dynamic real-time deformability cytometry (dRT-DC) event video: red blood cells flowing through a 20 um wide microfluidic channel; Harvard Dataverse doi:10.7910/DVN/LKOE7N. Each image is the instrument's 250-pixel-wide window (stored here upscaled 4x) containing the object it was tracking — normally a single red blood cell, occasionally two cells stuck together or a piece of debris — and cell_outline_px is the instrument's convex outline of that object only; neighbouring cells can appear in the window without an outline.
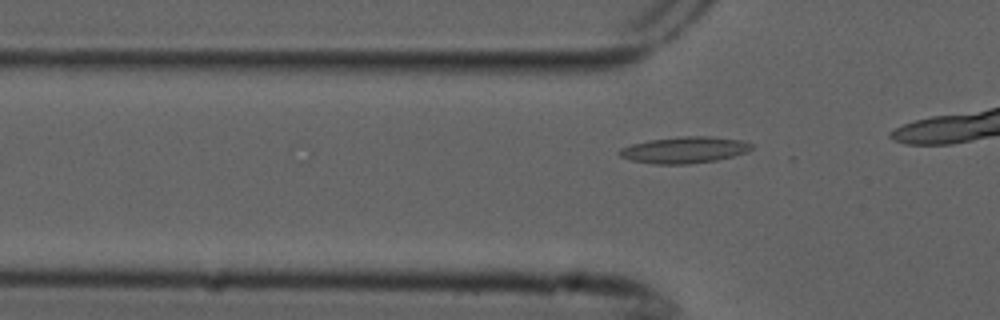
{"species": "common noctule bat (a hibernating species)", "species_latin": "Nyctalus noctula", "temperature_condition": "cold", "stored_images_in_passage": 6, "camera_frame_rate_fps": 3000, "um_per_image_px": 0.085, "animal": {"sex": "male", "forearm_length_mm": 52.5}, "frame": {"image": 1, "passage_image": 6, "time_ms": 1.667, "image_size_px": [1000, 320], "cell_outline_px": [[752, 148], [748, 152], [716, 160], [688, 164], [656, 164], [632, 160], [620, 156], [616, 152], [620, 148], [632, 144], [648, 140], [680, 136], [708, 136], [740, 140], [752, 144]], "centroid_in_image_um": [58.15, 12.74], "position_along_channel_um": 67.7, "area_um2": 20.29}}